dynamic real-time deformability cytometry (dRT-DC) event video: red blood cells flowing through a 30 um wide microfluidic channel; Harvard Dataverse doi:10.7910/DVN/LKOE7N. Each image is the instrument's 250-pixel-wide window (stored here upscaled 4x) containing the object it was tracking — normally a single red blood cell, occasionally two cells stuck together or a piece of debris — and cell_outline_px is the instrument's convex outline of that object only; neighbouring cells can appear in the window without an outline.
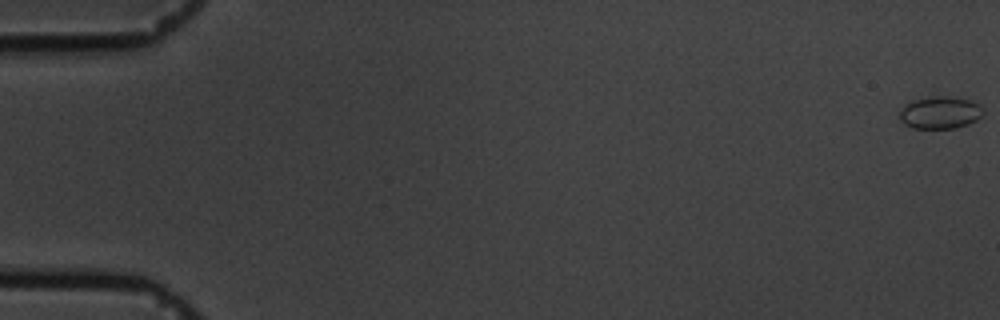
{"species": "common noctule bat (a hibernating species)", "species_latin": "Nyctalus noctula", "temperature_condition": "cold", "stored_images_in_passage": 56, "camera_frame_rate_fps": 3000, "um_per_image_px": 0.085, "animal": {"sex": "male", "body_mass_g": 19.5, "forearm_length_mm": 54.6}, "frame": {"image": 1, "passage_image": 1, "time_ms": 0.0, "image_size_px": [1000, 320], "cell_outline_px": [[984, 112], [976, 120], [968, 124], [952, 128], [912, 128], [904, 124], [900, 120], [900, 108], [912, 100], [932, 96], [948, 96], [968, 100], [980, 104], [984, 108]], "centroid_in_image_um": [79.89, 9.56], "position_along_channel_um": 5.1, "area_um2": 15.78}}
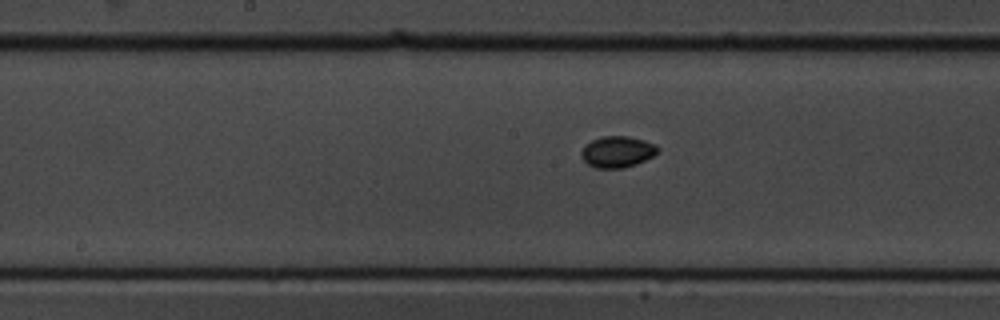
{"frame": {"image": 2, "passage_image": 32, "time_ms": 10.333, "image_size_px": [1000, 320], "cell_outline_px": [[660, 148], [652, 156], [636, 164], [624, 168], [596, 168], [588, 164], [580, 156], [580, 152], [584, 144], [592, 140], [604, 136], [628, 136], [644, 140], [656, 144]], "centroid_in_image_um": [52.45, 12.9], "position_along_channel_um": 195.8, "area_um2": 13.99}}
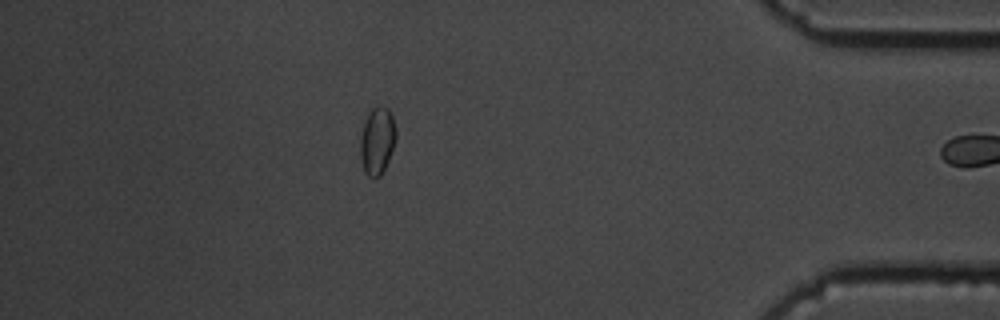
{"frame": {"image": 3, "passage_image": 54, "time_ms": 17.667, "image_size_px": [1000, 320], "cell_outline_px": [[396, 140], [388, 160], [380, 176], [368, 176], [364, 172], [360, 156], [360, 136], [368, 112], [376, 104], [380, 104], [388, 108], [392, 116], [396, 132]], "centroid_in_image_um": [32.05, 11.92], "position_along_channel_um": 403.1, "area_um2": 14.05}, "authors_computed_cell_mechanics": {"area_um2": 13.4674, "velocity_mm_per_s": 3.3775, "shape_relaxation_time_tau1_ms": 2.7339, "shape_relaxation_time_tau2_ms": null, "deformation_change_tau1": 0.042, "deformation_change_tau2": null}}